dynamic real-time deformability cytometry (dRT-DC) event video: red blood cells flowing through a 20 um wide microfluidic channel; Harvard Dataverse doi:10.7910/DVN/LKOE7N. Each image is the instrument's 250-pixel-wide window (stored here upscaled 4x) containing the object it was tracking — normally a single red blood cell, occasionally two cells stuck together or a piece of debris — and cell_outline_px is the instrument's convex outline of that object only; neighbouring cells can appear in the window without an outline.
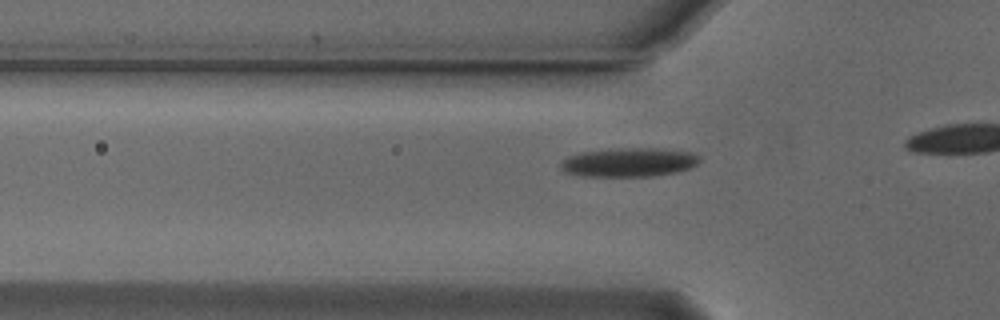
{"species": "Egyptian fruit bat (a non-hibernating species)", "species_latin": "Rousettus aegyptiacus", "temperature_condition": "cold", "stored_images_in_passage": 20, "camera_frame_rate_fps": 3000, "um_per_image_px": 0.085, "animal": {"sex": "male"}, "frame": {"image": 1, "passage_image": 14, "time_ms": 4.333, "image_size_px": [1000, 320], "cell_outline_px": [[700, 160], [696, 164], [688, 168], [676, 172], [652, 176], [584, 176], [564, 172], [560, 168], [560, 164], [568, 156], [580, 152], [620, 148], [656, 148], [692, 152], [700, 156]], "centroid_in_image_um": [53.45, 13.79], "position_along_channel_um": 72.3, "area_um2": 23.35}}
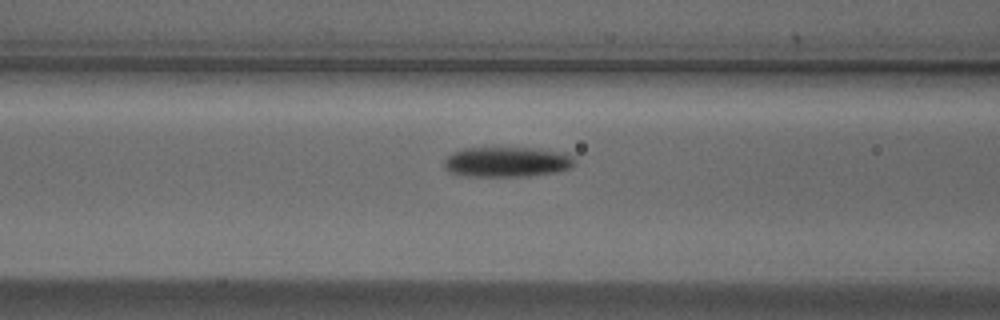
{"frame": {"image": 2, "passage_image": 18, "time_ms": 5.667, "image_size_px": [1000, 320], "cell_outline_px": [[576, 164], [568, 168], [556, 172], [528, 176], [464, 176], [452, 172], [444, 168], [444, 160], [452, 152], [464, 148], [532, 148], [564, 152], [572, 156], [576, 160]], "centroid_in_image_um": [43.1, 13.76], "position_along_channel_um": 123.5, "area_um2": 22.95}}